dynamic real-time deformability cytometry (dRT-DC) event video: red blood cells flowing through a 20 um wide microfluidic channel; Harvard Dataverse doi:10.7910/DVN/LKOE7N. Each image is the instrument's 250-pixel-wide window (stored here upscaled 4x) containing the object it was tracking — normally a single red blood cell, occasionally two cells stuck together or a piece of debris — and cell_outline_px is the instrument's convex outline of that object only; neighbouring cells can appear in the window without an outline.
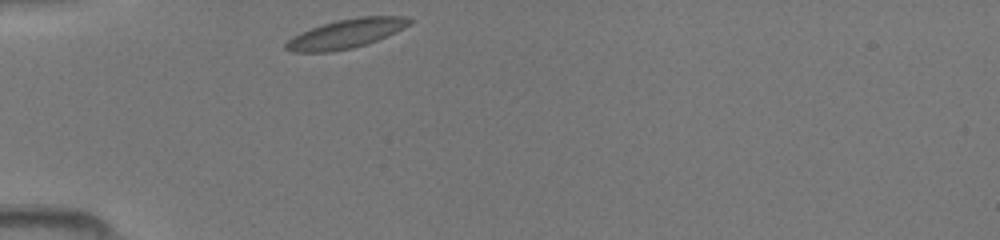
{"species": "common noctule bat (a hibernating species)", "species_latin": "Nyctalus noctula", "temperature_condition": "room temperature", "stored_images_in_passage": 28, "camera_frame_rate_fps": 3000, "um_per_image_px": 0.085, "animal": {"sex": "female", "body_mass_g": 19.5, "forearm_length_mm": 54.1}, "frame": {"image": 1, "passage_image": 1, "time_ms": 0.0, "image_size_px": [1000, 240], "cell_outline_px": [[412, 24], [368, 44], [352, 48], [332, 52], [292, 52], [284, 48], [284, 44], [292, 36], [300, 32], [336, 20], [360, 16], [404, 16], [412, 20]], "centroid_in_image_um": [29.4, 2.87], "position_along_channel_um": 55.6, "area_um2": 20.98}}
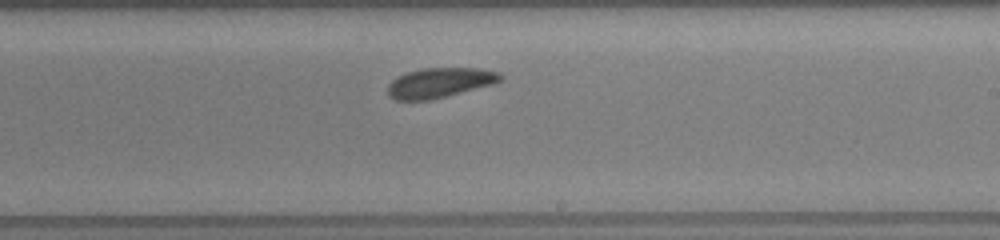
{"frame": {"image": 2, "passage_image": 16, "time_ms": 5.0, "image_size_px": [1000, 240], "cell_outline_px": [[504, 76], [500, 80], [492, 84], [428, 100], [396, 100], [388, 96], [388, 84], [396, 76], [420, 68], [480, 68], [496, 72]], "centroid_in_image_um": [37.32, 7.02], "position_along_channel_um": 251.7, "area_um2": 19.36}}
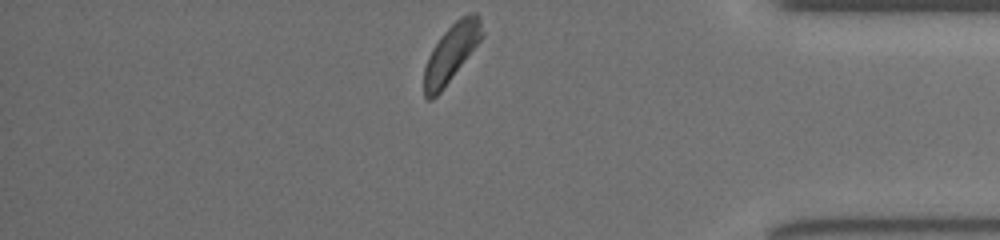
{"frame": {"image": 3, "passage_image": 28, "time_ms": 9.0, "image_size_px": [1000, 240], "cell_outline_px": [[484, 36], [440, 92], [432, 100], [428, 100], [424, 96], [424, 68], [428, 56], [432, 48], [440, 36], [460, 16], [472, 12], [476, 12], [480, 16], [484, 32]], "centroid_in_image_um": [38.37, 4.46], "position_along_channel_um": 396.8, "area_um2": 19.48}}